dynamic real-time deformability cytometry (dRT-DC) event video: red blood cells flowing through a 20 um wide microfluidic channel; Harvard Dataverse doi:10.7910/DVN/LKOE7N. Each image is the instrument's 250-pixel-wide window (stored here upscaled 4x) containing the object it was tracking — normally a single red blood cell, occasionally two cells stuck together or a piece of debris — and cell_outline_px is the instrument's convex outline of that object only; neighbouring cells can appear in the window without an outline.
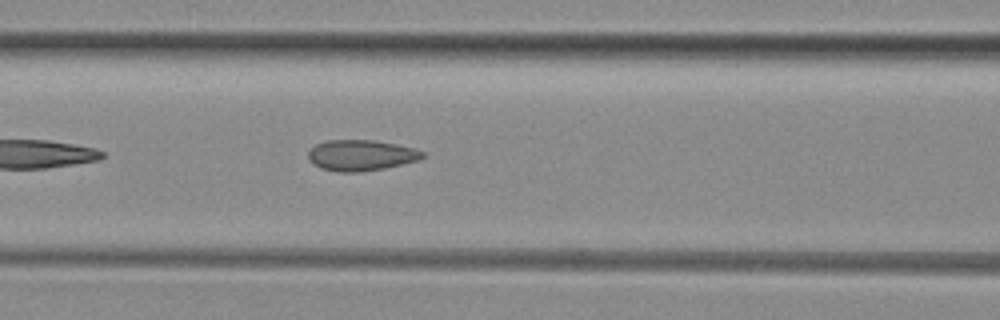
{"species": "common noctule bat (a hibernating species)", "species_latin": "Nyctalus noctula", "temperature_condition": "room temperature", "stored_images_in_passage": 27, "camera_frame_rate_fps": 3000, "um_per_image_px": 0.085, "animal": {"sex": "female", "body_mass_g": 29.2, "forearm_length_mm": 56.3}, "frame": {"image": 1, "passage_image": 7, "time_ms": 2.0, "image_size_px": [1000, 320], "cell_outline_px": [[424, 156], [420, 160], [384, 168], [360, 172], [340, 172], [320, 168], [312, 164], [308, 160], [308, 152], [316, 144], [328, 140], [376, 140], [416, 148], [424, 152]], "centroid_in_image_um": [30.69, 13.2], "position_along_channel_um": 135.9, "area_um2": 20.69}}
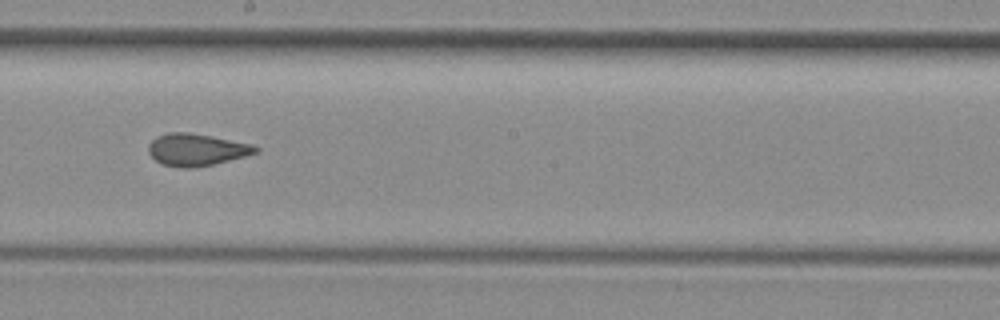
{"frame": {"image": 2, "passage_image": 14, "time_ms": 4.333, "image_size_px": [1000, 320], "cell_outline_px": [[260, 152], [212, 164], [192, 168], [184, 168], [160, 164], [148, 152], [148, 144], [156, 136], [168, 132], [188, 132], [212, 136], [252, 144], [260, 148]], "centroid_in_image_um": [16.69, 12.71], "position_along_channel_um": 231.5, "area_um2": 20.06}}
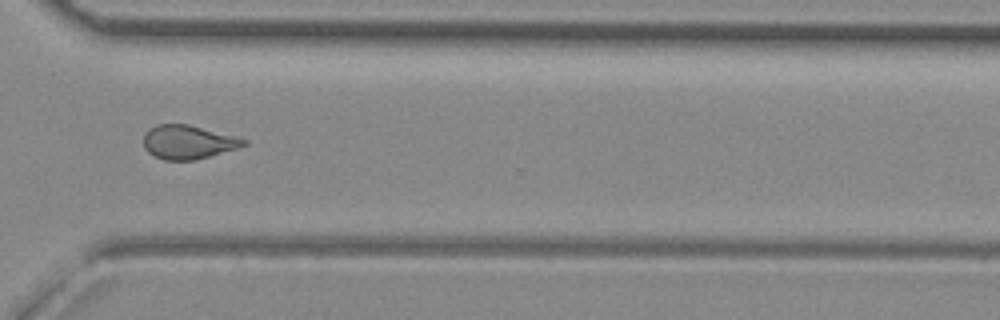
{"frame": {"image": 3, "passage_image": 23, "time_ms": 7.333, "image_size_px": [1000, 320], "cell_outline_px": [[248, 144], [236, 148], [196, 160], [164, 160], [148, 152], [144, 148], [144, 136], [156, 124], [188, 124], [236, 136], [248, 140]], "centroid_in_image_um": [16.01, 12.08], "position_along_channel_um": 354.6, "area_um2": 19.54}}